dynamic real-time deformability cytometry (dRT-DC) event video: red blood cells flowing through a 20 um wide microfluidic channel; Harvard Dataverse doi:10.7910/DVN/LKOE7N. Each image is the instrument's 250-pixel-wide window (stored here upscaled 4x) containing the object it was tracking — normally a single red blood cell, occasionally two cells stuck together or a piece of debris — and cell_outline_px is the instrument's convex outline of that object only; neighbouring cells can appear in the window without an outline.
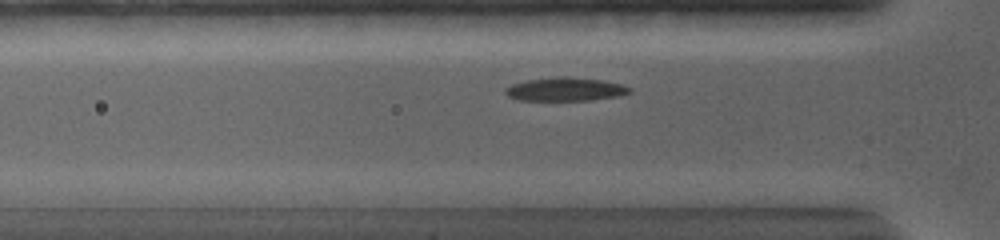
{"species": "common noctule bat (a hibernating species)", "species_latin": "Nyctalus noctula", "temperature_condition": "warm", "stored_images_in_passage": 66, "camera_frame_rate_fps": 5000, "um_per_image_px": 0.085, "animal": {"sex": "female", "body_mass_g": 19.0, "forearm_length_mm": 56.7}, "frame": {"image": 1, "passage_image": 9, "time_ms": 2.6, "image_size_px": [1000, 240], "cell_outline_px": [[632, 92], [620, 96], [588, 100], [516, 100], [508, 96], [504, 92], [504, 88], [512, 84], [528, 80], [556, 76], [568, 76], [604, 80], [620, 84], [632, 88]], "centroid_in_image_um": [48.06, 7.58], "position_along_channel_um": 77.7, "area_um2": 17.17}}
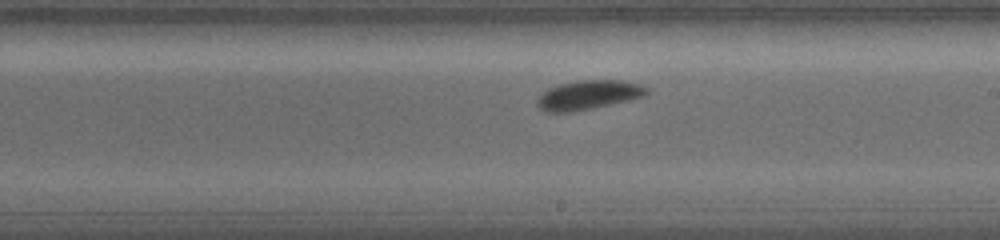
{"frame": {"image": 2, "passage_image": 33, "time_ms": 7.0, "image_size_px": [1000, 240], "cell_outline_px": [[648, 92], [644, 96], [628, 100], [592, 108], [572, 112], [544, 112], [536, 104], [536, 100], [548, 88], [560, 84], [580, 80], [620, 80], [640, 84], [648, 88]], "centroid_in_image_um": [50.0, 8.07], "position_along_channel_um": 239.0, "area_um2": 18.5}}
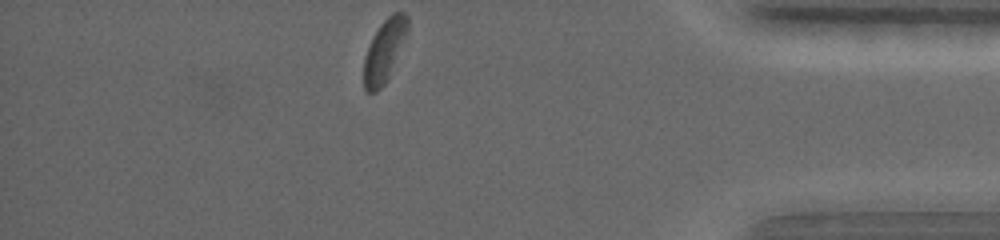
{"frame": {"image": 3, "passage_image": 66, "time_ms": 12.4, "image_size_px": [1000, 240], "cell_outline_px": [[408, 28], [388, 80], [376, 92], [368, 92], [364, 88], [364, 56], [372, 36], [380, 24], [392, 12], [404, 12], [408, 16]], "centroid_in_image_um": [32.65, 4.3], "position_along_channel_um": 402.5, "area_um2": 15.78}, "authors_computed_cell_mechanics": {"area_um2": 17.6579, "velocity_mm_per_s": 3.6773, "shape_relaxation_time_tau1_ms": 2.7879, "shape_relaxation_time_tau2_ms": null, "deformation_change_tau1": 0.1008, "deformation_change_tau2": null}}